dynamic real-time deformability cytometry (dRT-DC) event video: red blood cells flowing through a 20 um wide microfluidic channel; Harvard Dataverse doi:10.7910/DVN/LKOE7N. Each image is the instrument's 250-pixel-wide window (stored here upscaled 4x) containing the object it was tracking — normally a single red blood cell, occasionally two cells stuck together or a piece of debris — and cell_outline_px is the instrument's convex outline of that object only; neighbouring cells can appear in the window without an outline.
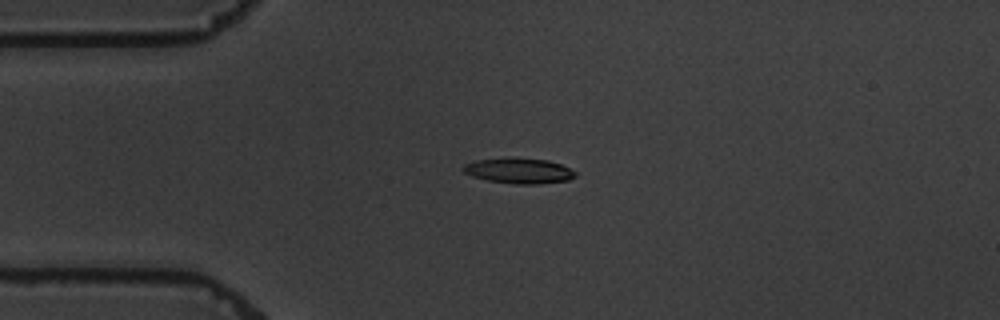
{"species": "common noctule bat (a hibernating species)", "species_latin": "Nyctalus noctula", "temperature_condition": "warm", "stored_images_in_passage": 2, "camera_frame_rate_fps": 3000, "um_per_image_px": 0.085, "animal": {"sex": "male", "body_mass_g": 19.5, "forearm_length_mm": 54.6}, "frame": {"image": 1, "passage_image": 1, "time_ms": 0.0, "image_size_px": [1000, 320], "cell_outline_px": [[576, 176], [568, 180], [540, 184], [516, 184], [488, 180], [472, 176], [464, 172], [460, 168], [464, 164], [476, 160], [508, 156], [516, 156], [548, 160], [560, 164], [576, 172]], "centroid_in_image_um": [44.08, 14.48], "position_along_channel_um": 40.9, "area_um2": 16.99}}